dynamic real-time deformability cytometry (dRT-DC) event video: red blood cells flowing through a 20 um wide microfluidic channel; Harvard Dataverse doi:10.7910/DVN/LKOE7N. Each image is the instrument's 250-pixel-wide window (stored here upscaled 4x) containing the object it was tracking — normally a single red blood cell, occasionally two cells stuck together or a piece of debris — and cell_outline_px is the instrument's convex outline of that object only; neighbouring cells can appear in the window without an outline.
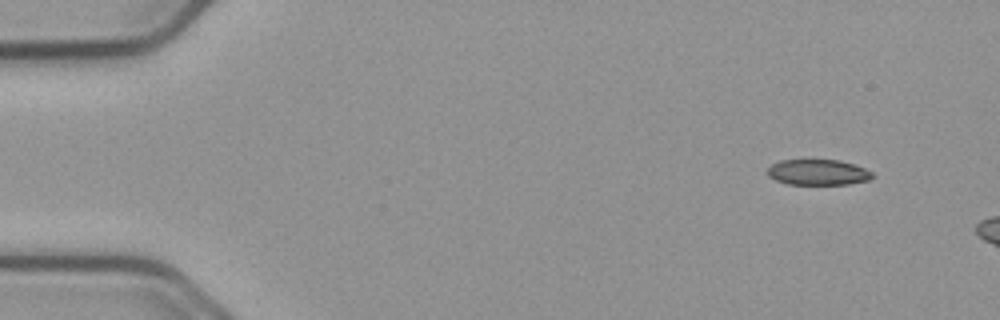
{"species": "common noctule bat (a hibernating species)", "species_latin": "Nyctalus noctula", "temperature_condition": "cold", "stored_images_in_passage": 6, "camera_frame_rate_fps": 3000, "um_per_image_px": 0.085, "animal": {"sex": "male", "body_mass_g": 23.1, "forearm_length_mm": 52.7}, "frame": {"image": 1, "passage_image": 1, "time_ms": 0.0, "image_size_px": [1000, 320], "cell_outline_px": [[872, 176], [868, 180], [848, 184], [788, 184], [776, 180], [768, 176], [768, 168], [772, 164], [780, 160], [840, 160], [864, 168], [872, 172]], "centroid_in_image_um": [69.5, 14.64], "position_along_channel_um": 15.5, "area_um2": 15.49}}